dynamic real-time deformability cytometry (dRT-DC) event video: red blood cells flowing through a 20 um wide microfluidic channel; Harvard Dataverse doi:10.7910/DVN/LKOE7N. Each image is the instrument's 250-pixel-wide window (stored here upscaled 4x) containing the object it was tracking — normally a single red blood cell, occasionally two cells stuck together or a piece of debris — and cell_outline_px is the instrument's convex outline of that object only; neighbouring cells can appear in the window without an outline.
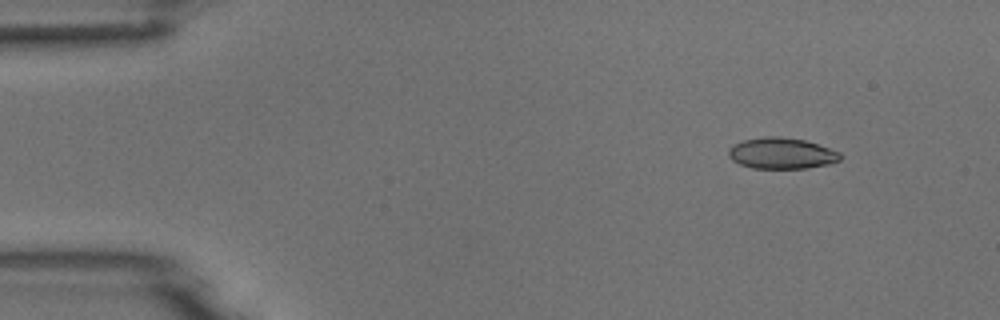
{"species": "common noctule bat (a hibernating species)", "species_latin": "Nyctalus noctula", "temperature_condition": "room temperature", "stored_images_in_passage": 3, "camera_frame_rate_fps": 3000, "um_per_image_px": 0.085, "animal": {"sex": "male", "body_mass_g": 18.8}, "frame": {"image": 1, "passage_image": 1, "time_ms": 0.0, "image_size_px": [1000, 320], "cell_outline_px": [[844, 156], [840, 160], [832, 164], [804, 168], [752, 168], [740, 164], [732, 160], [728, 156], [728, 148], [732, 144], [744, 140], [764, 136], [780, 136], [804, 140], [840, 152]], "centroid_in_image_um": [66.43, 13.03], "position_along_channel_um": 18.6, "area_um2": 20.4}}